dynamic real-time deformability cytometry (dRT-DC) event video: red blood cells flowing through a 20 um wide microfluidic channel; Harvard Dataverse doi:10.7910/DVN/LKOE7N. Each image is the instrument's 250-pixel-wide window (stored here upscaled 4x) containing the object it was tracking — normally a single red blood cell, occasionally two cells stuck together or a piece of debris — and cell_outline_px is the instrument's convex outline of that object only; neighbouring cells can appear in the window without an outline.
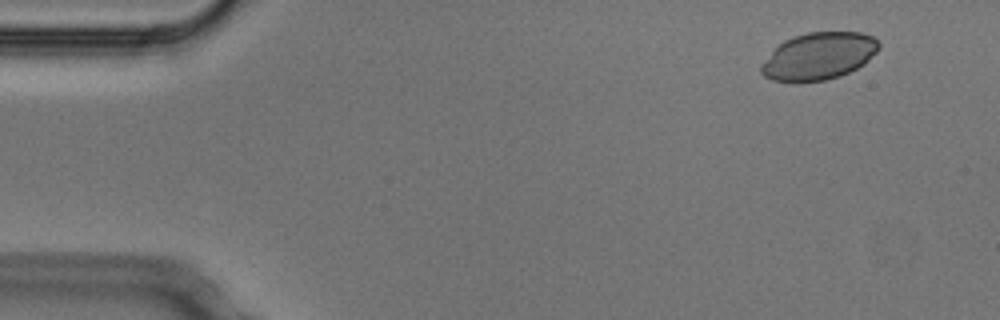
{"species": "Egyptian fruit bat (a non-hibernating species)", "species_latin": "Rousettus aegyptiacus", "temperature_condition": "cold", "stored_images_in_passage": 5, "camera_frame_rate_fps": 3000, "um_per_image_px": 0.085, "animal": {"sex": "male"}, "frame": {"image": 1, "passage_image": 1, "time_ms": 0.0, "image_size_px": [1000, 320], "cell_outline_px": [[880, 48], [864, 64], [840, 76], [824, 80], [792, 84], [772, 80], [764, 76], [760, 72], [760, 68], [772, 52], [784, 40], [792, 36], [808, 32], [860, 32], [872, 36], [880, 44]], "centroid_in_image_um": [69.58, 4.79], "position_along_channel_um": 15.4, "area_um2": 32.48}}